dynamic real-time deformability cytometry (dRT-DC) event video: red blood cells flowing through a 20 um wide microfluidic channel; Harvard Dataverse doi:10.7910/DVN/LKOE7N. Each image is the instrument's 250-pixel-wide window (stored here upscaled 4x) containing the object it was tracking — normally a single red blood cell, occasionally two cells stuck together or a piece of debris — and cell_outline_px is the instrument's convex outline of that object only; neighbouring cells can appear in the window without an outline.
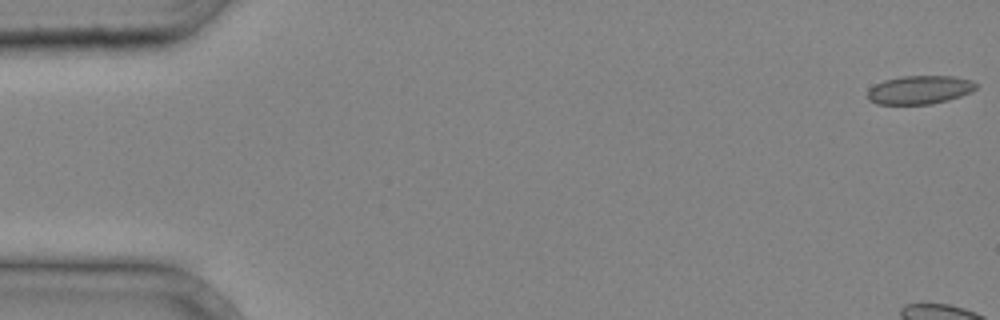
{"species": "common noctule bat (a hibernating species)", "species_latin": "Nyctalus noctula", "temperature_condition": "cold", "stored_images_in_passage": 5, "camera_frame_rate_fps": 3000, "um_per_image_px": 0.085, "animal": {"sex": "male", "body_mass_g": 20.4}, "frame": {"image": 1, "passage_image": 1, "time_ms": 0.0, "image_size_px": [1000, 320], "cell_outline_px": [[980, 84], [972, 92], [948, 100], [932, 104], [876, 104], [868, 100], [868, 88], [884, 80], [900, 76], [952, 76], [972, 80]], "centroid_in_image_um": [78.19, 7.63], "position_along_channel_um": 6.8, "area_um2": 18.21}}